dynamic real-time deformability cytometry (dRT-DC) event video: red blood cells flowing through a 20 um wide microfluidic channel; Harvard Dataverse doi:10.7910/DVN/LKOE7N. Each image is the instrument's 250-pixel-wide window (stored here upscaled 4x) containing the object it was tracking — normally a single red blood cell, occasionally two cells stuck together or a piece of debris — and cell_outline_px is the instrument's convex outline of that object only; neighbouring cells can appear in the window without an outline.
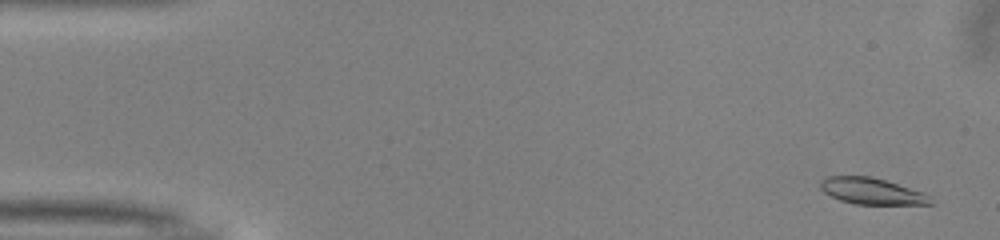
{"species": "common noctule bat (a hibernating species)", "species_latin": "Nyctalus noctula", "temperature_condition": "warm", "stored_images_in_passage": 52, "camera_frame_rate_fps": 3000, "um_per_image_px": 0.085, "animal": {"sex": "male", "body_mass_g": 13.0, "forearm_length_mm": 53.1}, "frame": {"image": 1, "passage_image": 3, "time_ms": 0.667, "image_size_px": [1000, 240], "cell_outline_px": [[932, 204], [856, 204], [840, 200], [824, 192], [820, 188], [820, 180], [828, 176], [872, 176], [924, 192], [932, 196]], "centroid_in_image_um": [74.11, 16.24], "position_along_channel_um": 10.9, "area_um2": 16.94}}
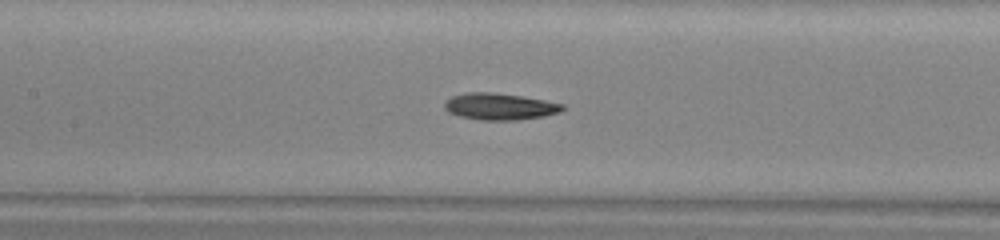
{"frame": {"image": 2, "passage_image": 24, "time_ms": 7.667, "image_size_px": [1000, 240], "cell_outline_px": [[568, 108], [560, 112], [544, 116], [516, 120], [480, 120], [460, 116], [448, 112], [444, 108], [444, 104], [452, 96], [464, 92], [492, 92], [520, 96], [544, 100], [564, 104]], "centroid_in_image_um": [42.5, 9.05], "position_along_channel_um": 164.9, "area_um2": 18.38}}
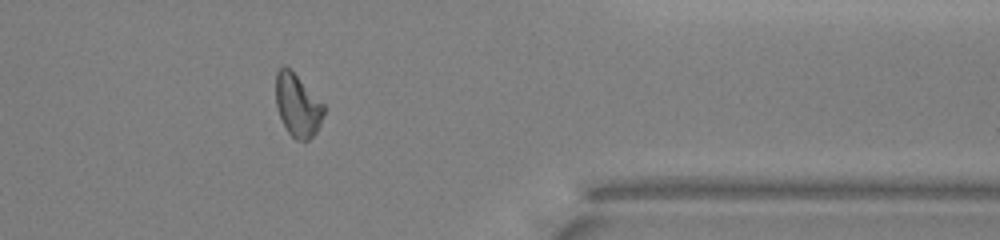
{"frame": {"image": 3, "passage_image": 42, "time_ms": 13.667, "image_size_px": [1000, 240], "cell_outline_px": [[328, 108], [316, 132], [308, 140], [296, 140], [288, 132], [280, 116], [276, 104], [276, 72], [284, 64]], "centroid_in_image_um": [25.31, 8.97], "position_along_channel_um": 386.1, "area_um2": 17.34}, "authors_computed_cell_mechanics": {"area_um2": 17.918, "velocity_mm_per_s": 4.0057, "shape_relaxation_time_tau1_ms": 7.5248, "shape_relaxation_time_tau2_ms": null, "deformation_change_tau1": 0.1903, "deformation_change_tau2": null}}